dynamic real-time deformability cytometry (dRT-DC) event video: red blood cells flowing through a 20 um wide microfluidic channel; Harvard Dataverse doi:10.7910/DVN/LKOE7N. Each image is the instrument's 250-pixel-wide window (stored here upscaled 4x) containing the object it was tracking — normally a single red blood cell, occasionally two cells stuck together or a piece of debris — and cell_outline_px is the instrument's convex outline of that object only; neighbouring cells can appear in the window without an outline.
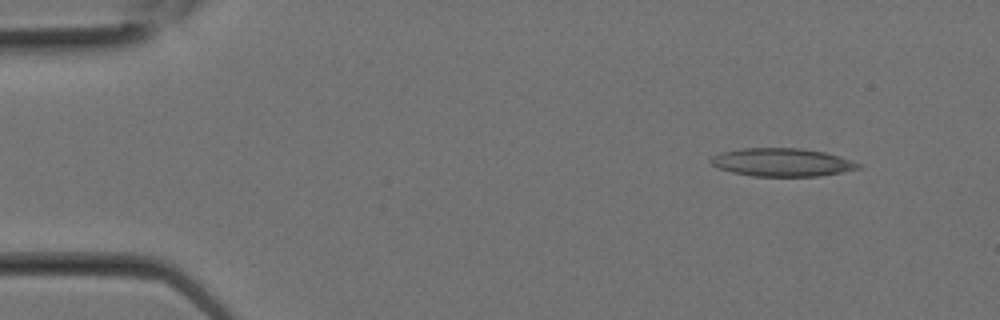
{"species": "Egyptian fruit bat (a non-hibernating species)", "species_latin": "Rousettus aegyptiacus", "temperature_condition": "room temperature", "stored_images_in_passage": 2, "segment_of_instrument_passage": [2, 2], "camera_frame_rate_fps": 3000, "um_per_image_px": 0.085, "animal": {"sex": "female"}, "frame": {"image": 1, "passage_image": 2, "time_ms": 0.333, "image_size_px": [1000, 320], "cell_outline_px": [[860, 168], [820, 176], [752, 176], [732, 172], [720, 168], [712, 164], [708, 160], [712, 156], [720, 152], [740, 148], [800, 148], [824, 152], [840, 156], [860, 164]], "centroid_in_image_um": [66.43, 13.79], "position_along_channel_um": 18.6, "area_um2": 24.1}}